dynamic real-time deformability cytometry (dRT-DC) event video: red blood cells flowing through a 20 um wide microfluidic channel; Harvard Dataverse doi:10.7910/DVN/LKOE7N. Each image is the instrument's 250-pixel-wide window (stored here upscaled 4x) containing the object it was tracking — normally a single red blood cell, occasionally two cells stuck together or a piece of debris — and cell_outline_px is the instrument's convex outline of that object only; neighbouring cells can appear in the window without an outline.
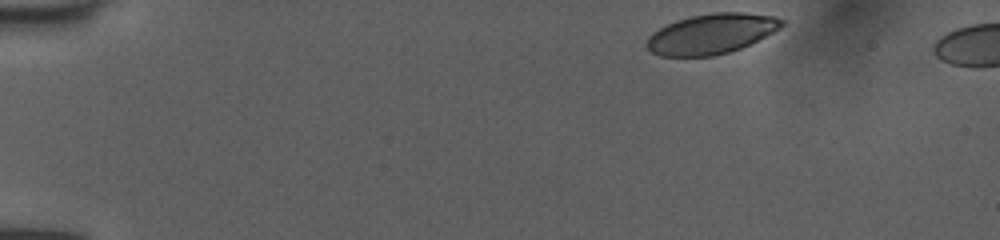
{"species": "human", "species_latin": "Homo sapiens", "temperature_condition": "room temperature", "stored_images_in_passage": 46, "camera_frame_rate_fps": 3000, "um_per_image_px": 0.085, "donor": {"sex": "female"}, "frame": {"image": 1, "passage_image": 1, "time_ms": 0.0, "image_size_px": [1000, 240], "cell_outline_px": [[784, 24], [780, 28], [740, 48], [728, 52], [712, 56], [660, 56], [652, 52], [644, 44], [648, 36], [652, 32], [676, 20], [692, 16], [712, 12], [744, 12], [772, 16], [784, 20]], "centroid_in_image_um": [60.42, 2.87], "position_along_channel_um": 24.6, "area_um2": 31.33}}
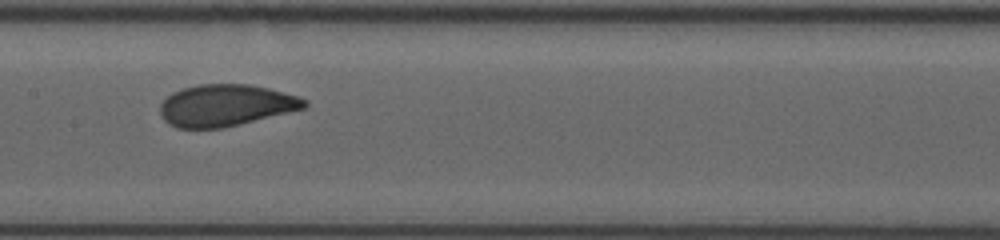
{"frame": {"image": 2, "passage_image": 21, "time_ms": 6.667, "image_size_px": [1000, 240], "cell_outline_px": [[308, 104], [304, 108], [288, 112], [220, 128], [176, 128], [168, 124], [160, 116], [160, 104], [172, 92], [196, 84], [248, 84], [268, 88], [300, 96], [308, 100]], "centroid_in_image_um": [19.16, 8.94], "position_along_channel_um": 188.2, "area_um2": 34.97}}
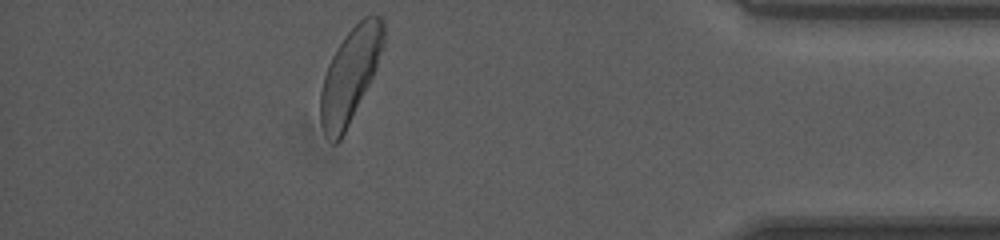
{"frame": {"image": 3, "passage_image": 40, "time_ms": 13.0, "image_size_px": [1000, 240], "cell_outline_px": [[384, 44], [376, 68], [340, 140], [336, 144], [332, 144], [324, 132], [320, 120], [320, 92], [324, 76], [328, 64], [336, 48], [344, 36], [364, 16], [372, 12], [380, 16], [384, 20]], "centroid_in_image_um": [29.75, 6.33], "position_along_channel_um": 405.4, "area_um2": 34.16}}